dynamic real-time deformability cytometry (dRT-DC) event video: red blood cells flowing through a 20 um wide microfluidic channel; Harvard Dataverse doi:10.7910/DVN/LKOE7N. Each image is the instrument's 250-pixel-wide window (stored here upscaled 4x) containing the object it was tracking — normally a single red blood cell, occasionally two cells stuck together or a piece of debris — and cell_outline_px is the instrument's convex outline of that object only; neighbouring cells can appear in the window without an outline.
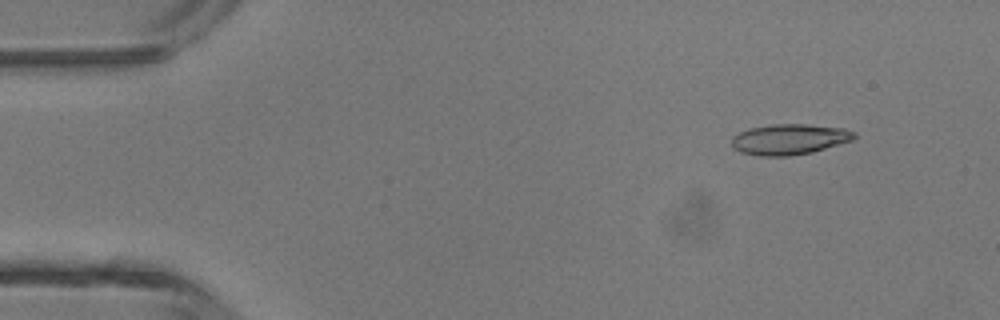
{"species": "common noctule bat (a hibernating species)", "species_latin": "Nyctalus noctula", "temperature_condition": "room temperature", "stored_images_in_passage": 42, "camera_frame_rate_fps": 3000, "um_per_image_px": 0.085, "animal": {"sex": "male", "body_mass_g": 13.3}, "frame": {"image": 1, "passage_image": 1, "time_ms": 0.0, "image_size_px": [1000, 320], "cell_outline_px": [[856, 136], [852, 140], [812, 152], [788, 156], [756, 156], [740, 152], [732, 148], [732, 136], [740, 132], [752, 128], [772, 124], [808, 124], [844, 128], [856, 132]], "centroid_in_image_um": [67.08, 11.84], "position_along_channel_um": 17.9, "area_um2": 21.91}}
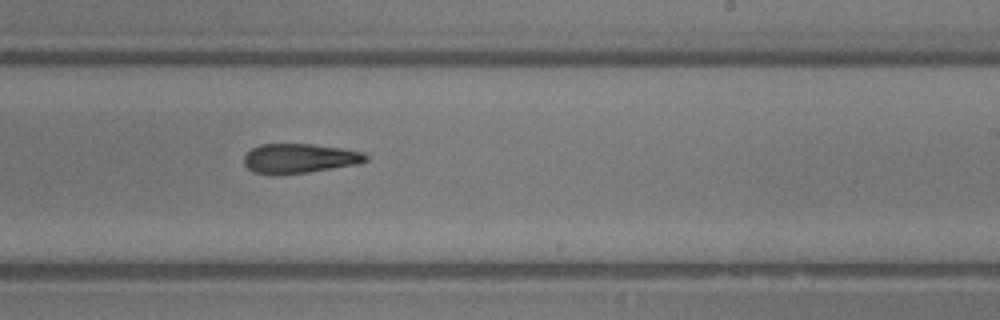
{"frame": {"image": 2, "passage_image": 24, "time_ms": 7.667, "image_size_px": [1000, 320], "cell_outline_px": [[368, 160], [356, 164], [308, 172], [272, 176], [252, 172], [244, 164], [244, 156], [252, 148], [260, 144], [312, 144], [340, 148], [364, 152], [368, 156]], "centroid_in_image_um": [25.41, 13.48], "position_along_channel_um": 263.6, "area_um2": 21.1}}
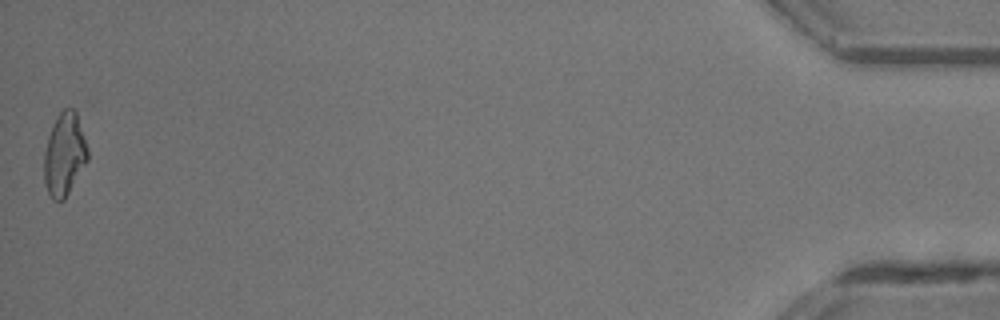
{"frame": {"image": 3, "passage_image": 42, "time_ms": 13.667, "image_size_px": [1000, 320], "cell_outline_px": [[88, 160], [64, 200], [52, 200], [44, 184], [44, 152], [48, 136], [52, 124], [56, 116], [64, 108], [72, 108], [76, 112], [88, 148]], "centroid_in_image_um": [5.46, 13.12], "position_along_channel_um": 429.7, "area_um2": 21.1}, "authors_computed_cell_mechanics": {"area_um2": 21.2704, "velocity_mm_per_s": 4.4531, "shape_relaxation_time_tau1_ms": 4.3137, "shape_relaxation_time_tau2_ms": 3.4324, "deformation_change_tau1": 0.166, "deformation_change_tau2": 0.1548}}